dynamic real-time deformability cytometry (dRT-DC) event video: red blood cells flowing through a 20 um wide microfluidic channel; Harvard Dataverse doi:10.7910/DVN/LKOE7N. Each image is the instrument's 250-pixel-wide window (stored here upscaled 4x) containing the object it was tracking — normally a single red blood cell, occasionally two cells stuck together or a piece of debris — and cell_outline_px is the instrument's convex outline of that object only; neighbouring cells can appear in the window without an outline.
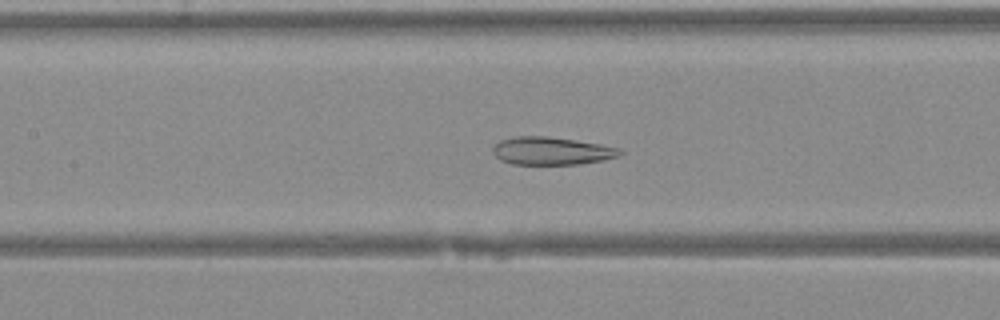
{"species": "Egyptian fruit bat (a non-hibernating species)", "species_latin": "Rousettus aegyptiacus", "temperature_condition": "warm", "stored_images_in_passage": 43, "camera_frame_rate_fps": 3000, "um_per_image_px": 0.085, "animal": {"sex": "female"}, "frame": {"image": 1, "passage_image": 21, "time_ms": 6.667, "image_size_px": [1000, 320], "cell_outline_px": [[624, 152], [620, 156], [604, 160], [580, 164], [512, 164], [500, 160], [492, 152], [492, 148], [500, 140], [516, 136], [548, 136], [576, 140], [600, 144], [620, 148]], "centroid_in_image_um": [46.9, 12.83], "position_along_channel_um": 160.5, "area_um2": 20.75}}
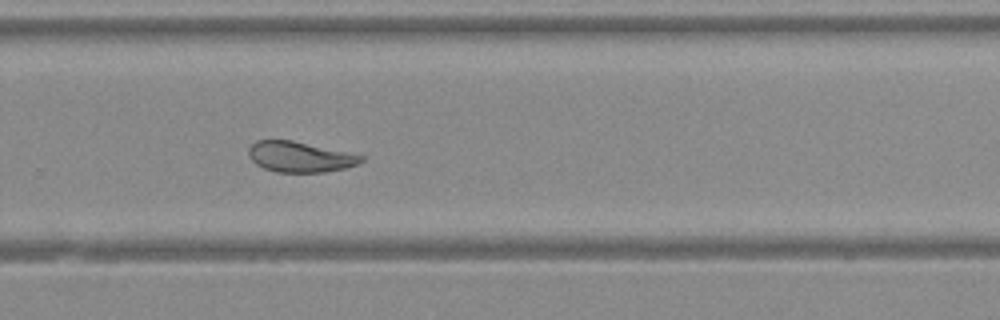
{"frame": {"image": 2, "passage_image": 30, "time_ms": 9.667, "image_size_px": [1000, 320], "cell_outline_px": [[364, 160], [356, 164], [344, 168], [324, 172], [276, 172], [264, 168], [256, 164], [248, 156], [248, 148], [256, 140], [292, 140], [364, 156]], "centroid_in_image_um": [25.44, 13.33], "position_along_channel_um": 304.4, "area_um2": 19.83}}
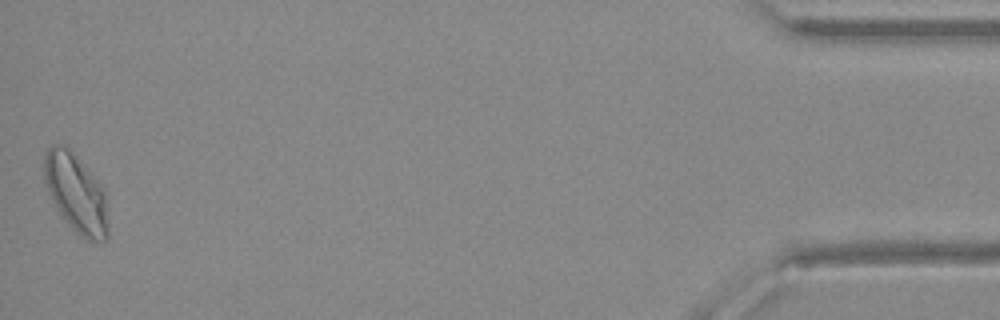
{"frame": {"image": 3, "passage_image": 43, "time_ms": 14.0, "image_size_px": [1000, 320], "cell_outline_px": [[108, 236], [104, 240], [88, 240], [80, 236], [60, 216], [44, 180], [44, 156], [48, 148], [52, 144], [64, 144], [68, 148], [104, 188], [108, 224]], "centroid_in_image_um": [6.45, 16.43], "position_along_channel_um": 428.7, "area_um2": 28.96}}